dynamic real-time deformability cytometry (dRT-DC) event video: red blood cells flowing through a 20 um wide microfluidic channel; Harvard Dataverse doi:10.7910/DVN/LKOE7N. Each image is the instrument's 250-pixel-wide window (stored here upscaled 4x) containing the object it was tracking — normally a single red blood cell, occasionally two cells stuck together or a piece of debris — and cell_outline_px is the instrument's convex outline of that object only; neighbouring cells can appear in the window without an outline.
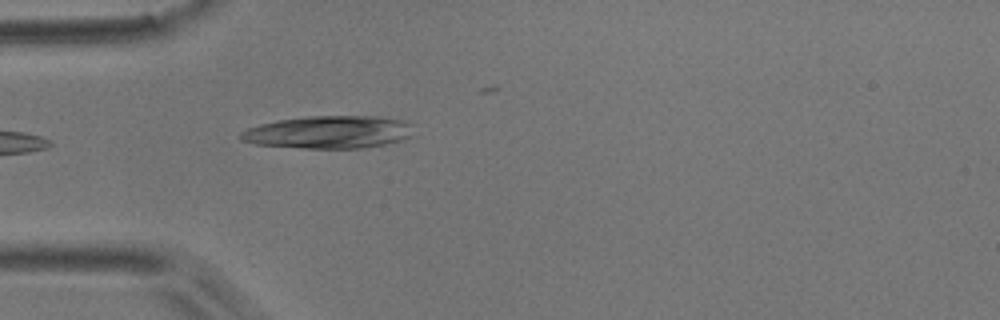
{"species": "common noctule bat (a hibernating species)", "species_latin": "Nyctalus noctula", "temperature_condition": "room temperature", "stored_images_in_passage": 4, "camera_frame_rate_fps": 3000, "um_per_image_px": 0.085, "animal": {"sex": "male", "body_mass_g": 17.9}, "frame": {"image": 1, "passage_image": 4, "time_ms": 3.333, "image_size_px": [1000, 320], "cell_outline_px": [[412, 136], [404, 140], [364, 148], [304, 148], [256, 144], [240, 140], [236, 136], [240, 132], [248, 128], [260, 124], [276, 120], [308, 116], [380, 116], [404, 120], [412, 124]], "centroid_in_image_um": [27.95, 11.22], "position_along_channel_um": 57.0, "area_um2": 33.23}}